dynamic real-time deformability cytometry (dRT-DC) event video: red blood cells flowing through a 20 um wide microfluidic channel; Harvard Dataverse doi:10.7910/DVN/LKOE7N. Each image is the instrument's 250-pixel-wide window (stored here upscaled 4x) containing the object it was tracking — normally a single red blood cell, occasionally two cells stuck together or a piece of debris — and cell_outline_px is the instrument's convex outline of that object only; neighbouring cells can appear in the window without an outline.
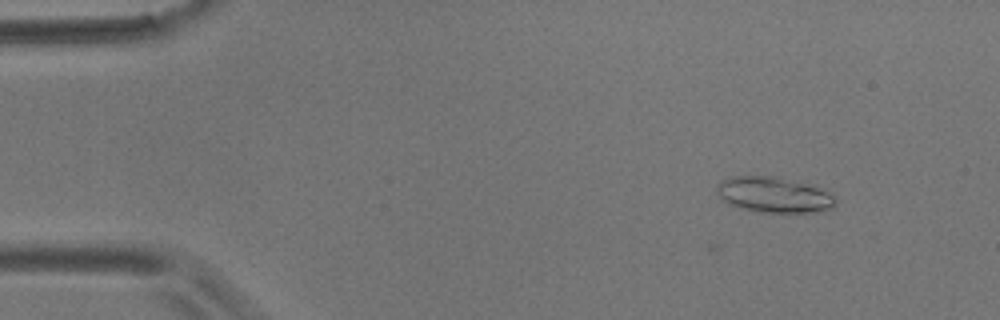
{"species": "common noctule bat (a hibernating species)", "species_latin": "Nyctalus noctula", "temperature_condition": "room temperature", "stored_images_in_passage": 6, "camera_frame_rate_fps": 3000, "um_per_image_px": 0.085, "animal": {"sex": "male", "body_mass_g": 17.9}, "frame": {"image": 1, "passage_image": 3, "time_ms": 2.333, "image_size_px": [1000, 320], "cell_outline_px": [[836, 204], [832, 208], [816, 212], [760, 212], [740, 208], [728, 204], [716, 192], [716, 184], [720, 180], [732, 176], [776, 176], [816, 184], [828, 192], [836, 200]], "centroid_in_image_um": [65.79, 16.53], "position_along_channel_um": 19.2, "area_um2": 25.09}}